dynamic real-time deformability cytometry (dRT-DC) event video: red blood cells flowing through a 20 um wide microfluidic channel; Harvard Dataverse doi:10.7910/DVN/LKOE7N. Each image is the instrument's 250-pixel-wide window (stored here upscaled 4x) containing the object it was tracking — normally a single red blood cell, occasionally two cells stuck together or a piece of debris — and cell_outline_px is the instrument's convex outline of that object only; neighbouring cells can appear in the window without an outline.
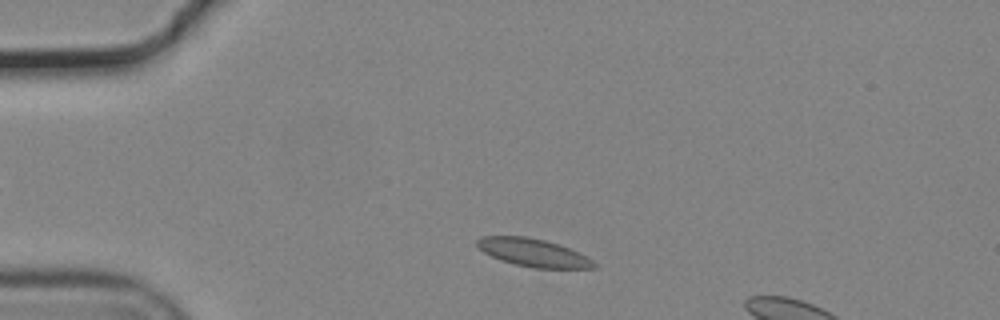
{"species": "common noctule bat (a hibernating species)", "species_latin": "Nyctalus noctula", "temperature_condition": "cold", "stored_images_in_passage": 10, "camera_frame_rate_fps": 3000, "um_per_image_px": 0.085, "animal": {"sex": "male", "body_mass_g": 19.2, "forearm_length_mm": 51.8}, "frame": {"image": 1, "passage_image": 5, "time_ms": 1.333, "image_size_px": [1000, 320], "cell_outline_px": [[596, 268], [532, 268], [500, 260], [484, 252], [476, 244], [476, 240], [484, 236], [528, 236], [560, 244], [580, 252], [592, 260], [596, 264]], "centroid_in_image_um": [45.35, 21.47], "position_along_channel_um": 39.6, "area_um2": 19.02}}